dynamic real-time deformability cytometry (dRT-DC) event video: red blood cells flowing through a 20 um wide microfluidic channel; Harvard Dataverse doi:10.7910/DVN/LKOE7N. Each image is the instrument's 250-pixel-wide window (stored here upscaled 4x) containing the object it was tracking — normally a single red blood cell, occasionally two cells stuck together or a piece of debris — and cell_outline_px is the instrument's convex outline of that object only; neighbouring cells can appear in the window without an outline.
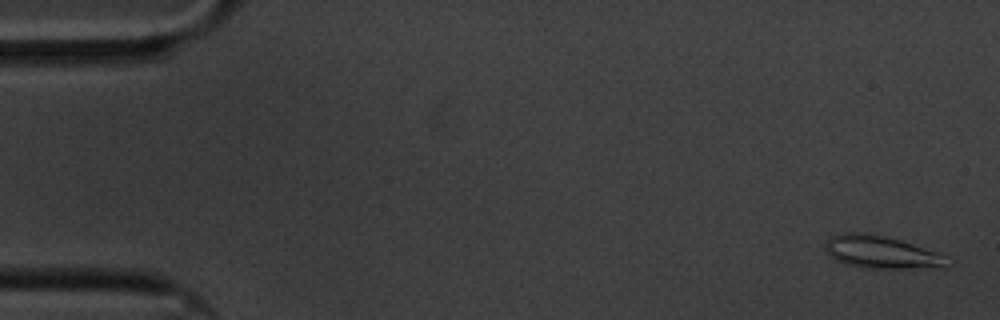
{"species": "common noctule bat (a hibernating species)", "species_latin": "Nyctalus noctula", "temperature_condition": "cold", "stored_images_in_passage": 59, "camera_frame_rate_fps": 3000, "um_per_image_px": 0.085, "animal": {"sex": "male", "body_mass_g": 20.1, "forearm_length_mm": 53.5}, "frame": {"image": 1, "passage_image": 2, "time_ms": 0.333, "image_size_px": [1000, 320], "cell_outline_px": [[948, 264], [944, 268], [868, 268], [844, 264], [828, 256], [824, 248], [824, 244], [832, 236], [840, 232], [860, 232], [884, 236], [900, 240], [912, 244], [932, 252]], "centroid_in_image_um": [74.74, 21.43], "position_along_channel_um": 10.3, "area_um2": 22.66}}
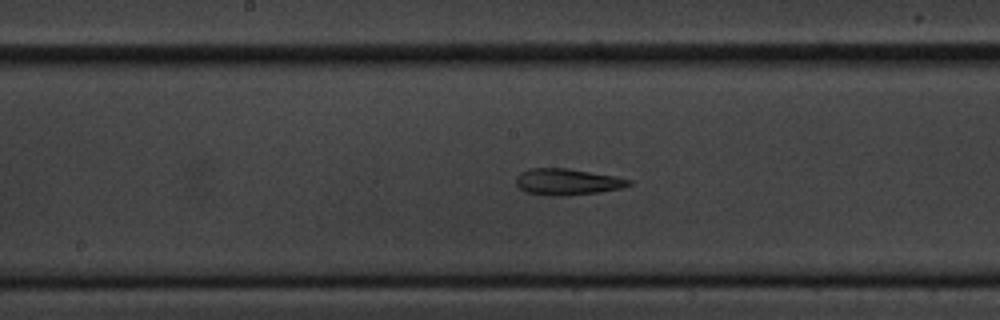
{"frame": {"image": 2, "passage_image": 30, "time_ms": 9.667, "image_size_px": [1000, 320], "cell_outline_px": [[632, 184], [620, 188], [600, 192], [564, 196], [548, 196], [528, 192], [520, 188], [516, 184], [516, 176], [520, 172], [528, 168], [568, 168], [616, 176], [632, 180]], "centroid_in_image_um": [48.21, 15.45], "position_along_channel_um": 200.0, "area_um2": 17.46}}
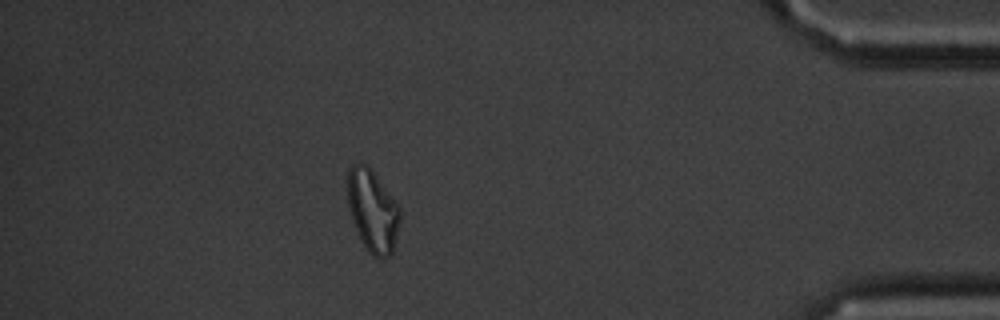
{"frame": {"image": 3, "passage_image": 52, "time_ms": 17.0, "image_size_px": [1000, 320], "cell_outline_px": [[400, 220], [392, 252], [388, 256], [380, 260], [372, 256], [368, 252], [360, 240], [352, 220], [348, 204], [348, 172], [352, 164], [364, 164], [372, 172], [400, 208]], "centroid_in_image_um": [31.66, 18.0], "position_along_channel_um": 403.5, "area_um2": 24.57}, "authors_computed_cell_mechanics": {"area_um2": 19.4208, "velocity_mm_per_s": 3.3839, "shape_relaxation_time_tau1_ms": null, "shape_relaxation_time_tau2_ms": 4.0201, "deformation_change_tau1": null, "deformation_change_tau2": 0.1277}}